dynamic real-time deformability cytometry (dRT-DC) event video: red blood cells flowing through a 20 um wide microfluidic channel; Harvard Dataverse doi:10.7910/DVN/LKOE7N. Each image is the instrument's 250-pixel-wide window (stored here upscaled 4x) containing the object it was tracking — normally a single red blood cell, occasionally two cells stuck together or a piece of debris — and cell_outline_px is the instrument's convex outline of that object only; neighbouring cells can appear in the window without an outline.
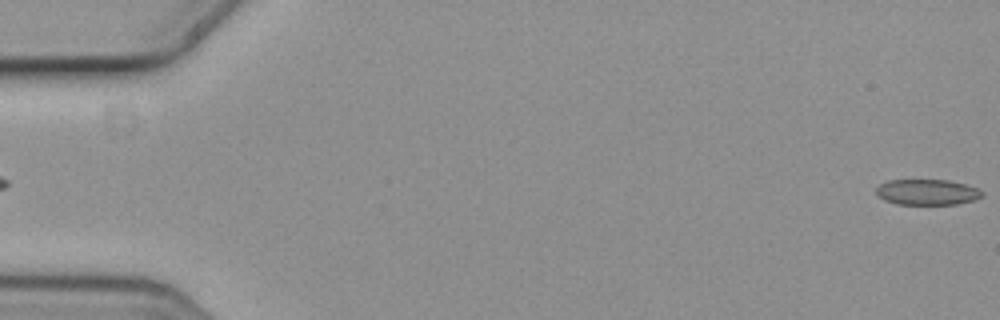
{"species": "common noctule bat (a hibernating species)", "species_latin": "Nyctalus noctula", "temperature_condition": "cold", "stored_images_in_passage": 6, "segment_of_instrument_passage": [2, 2], "camera_frame_rate_fps": 3000, "um_per_image_px": 0.085, "animal": {"sex": "female", "body_mass_g": 19.3, "forearm_length_mm": 54.1}, "frame": {"image": 1, "passage_image": 6, "time_ms": 1.667, "image_size_px": [1000, 320], "cell_outline_px": [[984, 196], [976, 200], [956, 204], [896, 204], [884, 200], [876, 192], [876, 188], [880, 184], [888, 180], [948, 180], [964, 184], [976, 188], [984, 192]], "centroid_in_image_um": [78.83, 16.33], "position_along_channel_um": 6.2, "area_um2": 15.84}}